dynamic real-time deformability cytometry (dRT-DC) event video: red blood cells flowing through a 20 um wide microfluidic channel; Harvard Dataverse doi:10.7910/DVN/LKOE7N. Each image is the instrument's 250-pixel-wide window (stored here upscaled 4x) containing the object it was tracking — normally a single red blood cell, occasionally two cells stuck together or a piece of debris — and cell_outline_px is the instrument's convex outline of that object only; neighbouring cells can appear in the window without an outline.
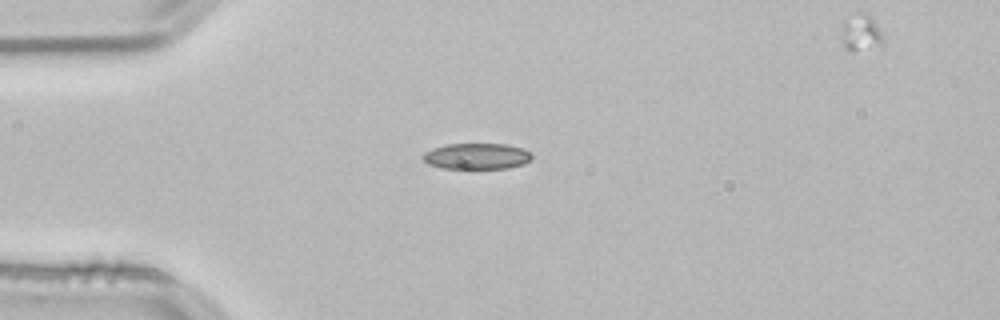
{"species": "common noctule bat (a hibernating species)", "species_latin": "Nyctalus noctula", "temperature_condition": "room temperature", "stored_images_in_passage": 39, "camera_frame_rate_fps": 3000, "um_per_image_px": 0.085, "animal": {"sex": "male", "body_mass_g": 21.5, "forearm_length_mm": 52.0}, "frame": {"image": 1, "passage_image": 1, "time_ms": 0.0, "image_size_px": [1000, 320], "cell_outline_px": [[532, 156], [528, 160], [520, 164], [504, 168], [444, 168], [432, 164], [424, 160], [424, 156], [428, 152], [436, 148], [452, 144], [500, 144], [520, 148], [528, 152]], "centroid_in_image_um": [40.54, 13.28], "position_along_channel_um": 44.5, "area_um2": 15.55}}
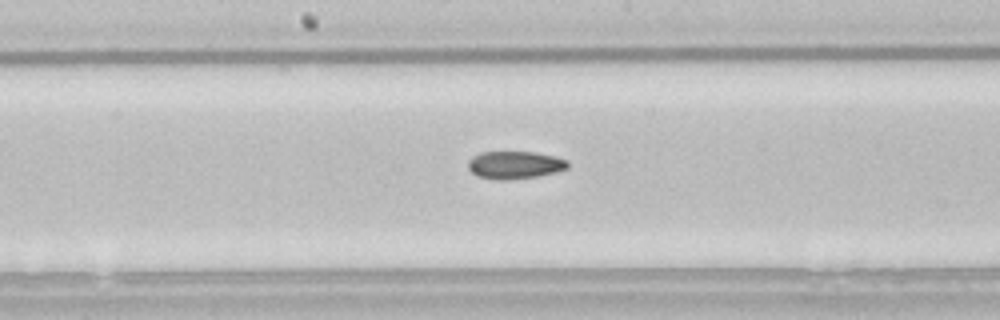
{"frame": {"image": 2, "passage_image": 15, "time_ms": 4.667, "image_size_px": [1000, 320], "cell_outline_px": [[568, 164], [564, 168], [552, 172], [532, 176], [480, 176], [472, 172], [468, 168], [468, 164], [476, 156], [484, 152], [528, 152], [552, 156], [564, 160]], "centroid_in_image_um": [43.75, 13.96], "position_along_channel_um": 204.5, "area_um2": 14.22}}
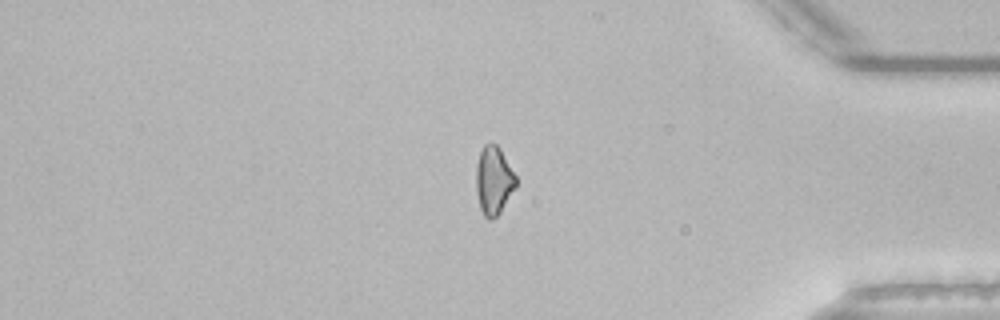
{"frame": {"image": 3, "passage_image": 32, "time_ms": 10.333, "image_size_px": [1000, 320], "cell_outline_px": [[516, 184], [500, 212], [496, 216], [484, 216], [480, 208], [476, 188], [476, 168], [480, 152], [484, 144], [496, 144], [516, 176]], "centroid_in_image_um": [41.94, 15.32], "position_along_channel_um": 393.3, "area_um2": 15.14}}